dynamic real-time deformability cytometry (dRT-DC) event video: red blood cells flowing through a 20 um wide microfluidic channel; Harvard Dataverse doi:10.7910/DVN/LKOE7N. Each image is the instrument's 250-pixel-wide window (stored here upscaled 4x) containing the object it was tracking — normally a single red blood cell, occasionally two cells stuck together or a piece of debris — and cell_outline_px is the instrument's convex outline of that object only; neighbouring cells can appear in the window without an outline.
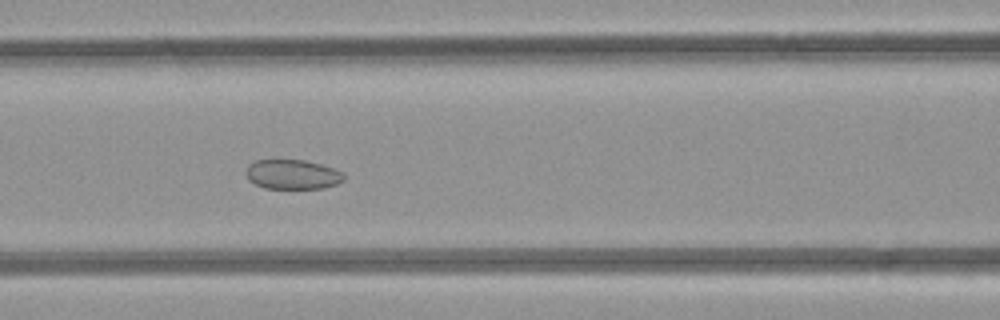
{"species": "common noctule bat (a hibernating species)", "species_latin": "Nyctalus noctula", "temperature_condition": "room temperature", "stored_images_in_passage": 50, "camera_frame_rate_fps": 3000, "um_per_image_px": 0.085, "animal": {"sex": "female", "body_mass_g": 21.9}, "frame": {"image": 1, "passage_image": 21, "time_ms": 6.667, "image_size_px": [1000, 320], "cell_outline_px": [[344, 180], [336, 184], [324, 188], [264, 188], [248, 180], [244, 172], [248, 164], [256, 160], [304, 160], [320, 164], [344, 172]], "centroid_in_image_um": [24.83, 14.82], "position_along_channel_um": 141.8, "area_um2": 16.94}}
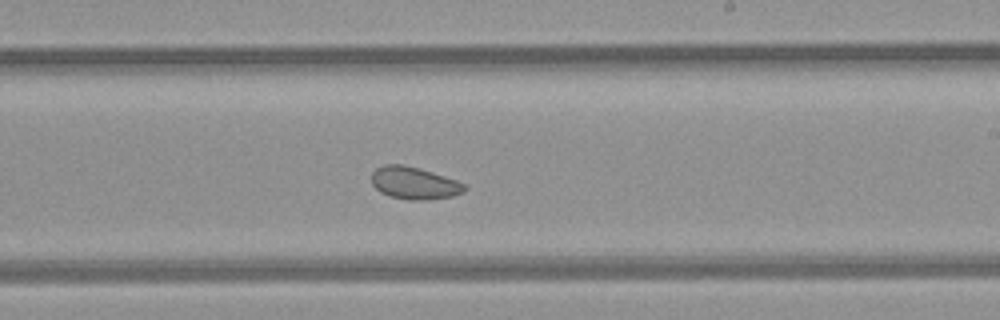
{"frame": {"image": 2, "passage_image": 29, "time_ms": 9.333, "image_size_px": [1000, 320], "cell_outline_px": [[468, 188], [464, 192], [452, 196], [428, 200], [408, 200], [388, 196], [380, 192], [372, 184], [372, 172], [376, 168], [384, 164], [404, 164], [420, 168], [456, 180], [464, 184]], "centroid_in_image_um": [35.2, 15.56], "position_along_channel_um": 253.8, "area_um2": 17.69}}
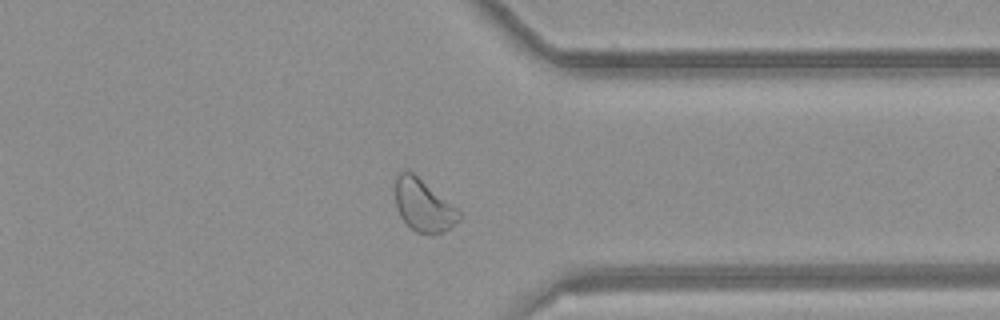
{"frame": {"image": 3, "passage_image": 38, "time_ms": 12.333, "image_size_px": [1000, 320], "cell_outline_px": [[460, 220], [444, 232], [432, 236], [416, 232], [400, 216], [396, 208], [396, 176], [404, 168], [412, 172], [456, 208], [460, 212]], "centroid_in_image_um": [35.98, 17.49], "position_along_channel_um": 375.4, "area_um2": 19.25}, "authors_computed_cell_mechanics": {"area_um2": 21.5883, "velocity_mm_per_s": 4.2062, "shape_relaxation_time_tau1_ms": null, "shape_relaxation_time_tau2_ms": 3.1379, "deformation_change_tau1": null, "deformation_change_tau2": 0.0728}}